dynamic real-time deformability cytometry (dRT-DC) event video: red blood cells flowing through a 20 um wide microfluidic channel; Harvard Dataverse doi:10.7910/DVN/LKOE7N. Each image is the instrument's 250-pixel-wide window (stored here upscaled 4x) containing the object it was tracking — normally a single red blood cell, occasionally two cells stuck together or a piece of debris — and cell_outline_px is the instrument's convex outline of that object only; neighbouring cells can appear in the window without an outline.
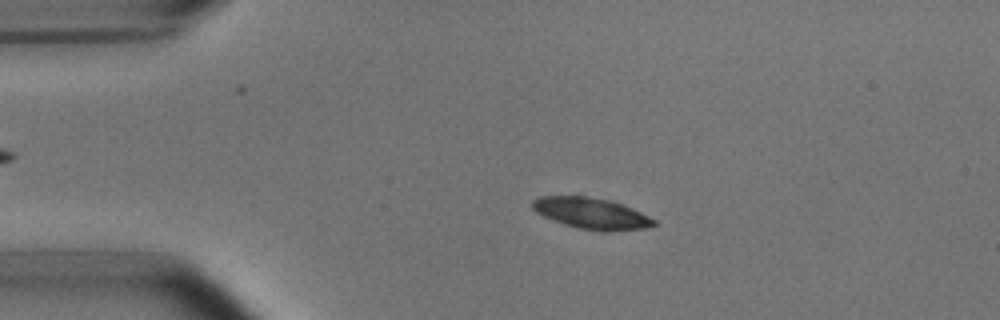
{"species": "common noctule bat (a hibernating species)", "species_latin": "Nyctalus noctula", "temperature_condition": "room temperature", "stored_images_in_passage": 16, "camera_frame_rate_fps": 3000, "um_per_image_px": 0.085, "animal": {"sex": "male", "body_mass_g": 15.6}, "frame": {"image": 1, "passage_image": 11, "time_ms": 3.333, "image_size_px": [1000, 320], "cell_outline_px": [[656, 224], [644, 228], [608, 232], [604, 232], [580, 228], [564, 224], [544, 216], [536, 212], [532, 208], [532, 200], [540, 196], [588, 196], [612, 200], [632, 208], [656, 220]], "centroid_in_image_um": [50.27, 18.13], "position_along_channel_um": 34.7, "area_um2": 22.02}}